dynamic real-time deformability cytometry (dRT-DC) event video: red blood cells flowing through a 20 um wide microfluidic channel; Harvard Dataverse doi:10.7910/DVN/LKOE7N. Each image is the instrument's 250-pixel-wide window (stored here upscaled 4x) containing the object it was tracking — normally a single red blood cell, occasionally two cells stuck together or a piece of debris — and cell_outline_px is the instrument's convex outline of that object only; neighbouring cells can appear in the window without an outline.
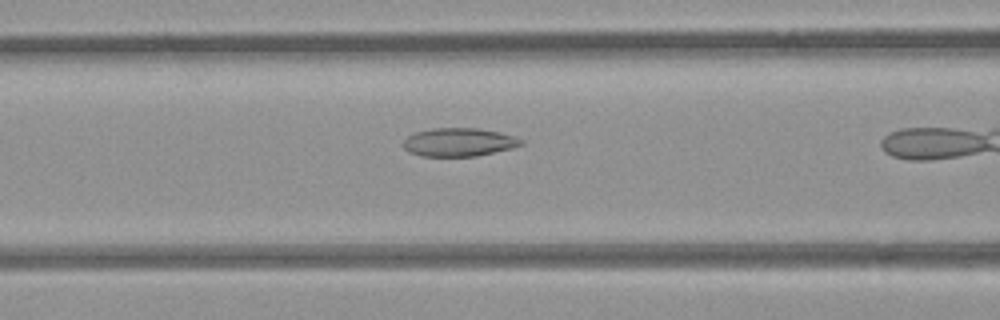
{"species": "common noctule bat (a hibernating species)", "species_latin": "Nyctalus noctula", "temperature_condition": "room temperature", "stored_images_in_passage": 25, "camera_frame_rate_fps": 3000, "um_per_image_px": 0.085, "animal": {"sex": "female", "body_mass_g": 21.9}, "frame": {"image": 1, "passage_image": 8, "time_ms": 2.333, "image_size_px": [1000, 320], "cell_outline_px": [[524, 144], [512, 148], [476, 156], [420, 156], [408, 152], [404, 148], [404, 140], [408, 136], [416, 132], [432, 128], [476, 128], [500, 132], [516, 136], [524, 140]], "centroid_in_image_um": [39.03, 12.08], "position_along_channel_um": 127.6, "area_um2": 19.54}}
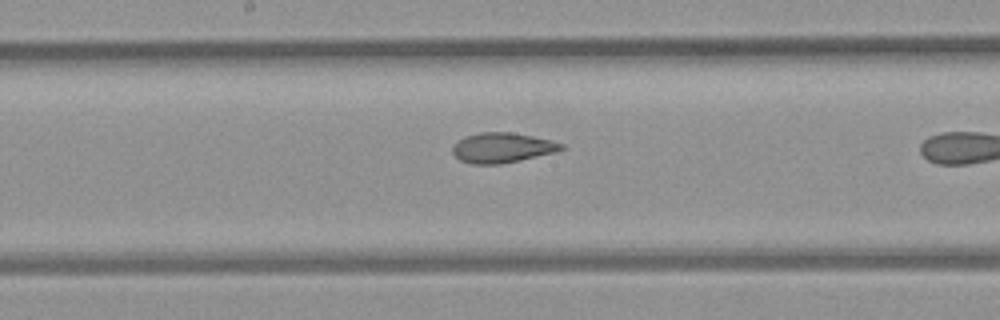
{"frame": {"image": 2, "passage_image": 14, "time_ms": 4.333, "image_size_px": [1000, 320], "cell_outline_px": [[564, 148], [556, 152], [520, 160], [500, 164], [472, 164], [460, 160], [452, 152], [452, 148], [464, 136], [480, 132], [512, 132], [552, 140], [564, 144]], "centroid_in_image_um": [42.7, 12.55], "position_along_channel_um": 205.5, "area_um2": 18.96}}
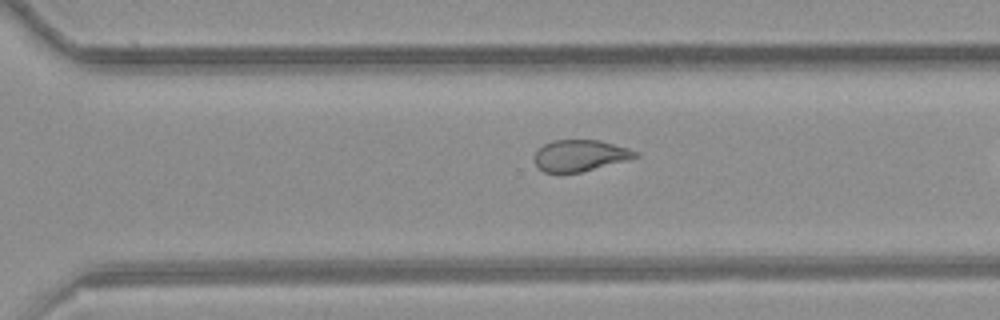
{"frame": {"image": 3, "passage_image": 23, "time_ms": 7.333, "image_size_px": [1000, 320], "cell_outline_px": [[640, 156], [628, 160], [580, 172], [544, 172], [536, 164], [536, 148], [552, 140], [600, 140], [628, 148], [640, 152]], "centroid_in_image_um": [49.34, 13.2], "position_along_channel_um": 321.3, "area_um2": 18.38}}